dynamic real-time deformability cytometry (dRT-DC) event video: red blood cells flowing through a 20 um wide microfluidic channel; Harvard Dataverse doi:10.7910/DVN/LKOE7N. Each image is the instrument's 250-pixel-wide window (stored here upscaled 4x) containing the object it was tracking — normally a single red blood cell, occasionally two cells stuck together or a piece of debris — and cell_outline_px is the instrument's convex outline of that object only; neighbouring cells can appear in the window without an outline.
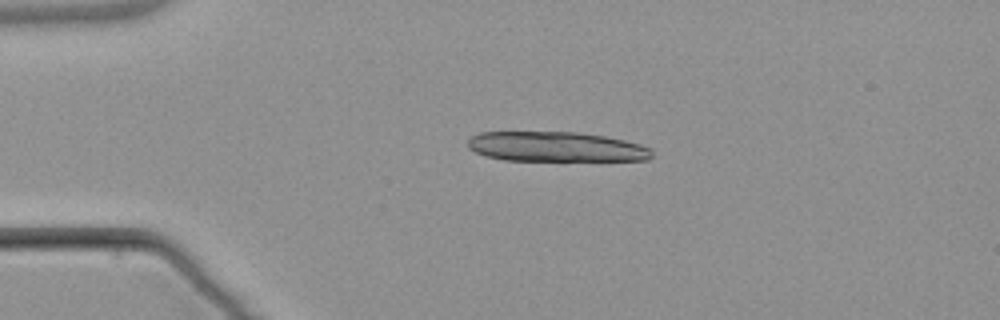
{"species": "common noctule bat (a hibernating species)", "species_latin": "Nyctalus noctula", "temperature_condition": "warm", "stored_images_in_passage": 5, "camera_frame_rate_fps": 3000, "um_per_image_px": 0.085, "animal": {"sex": "male", "body_mass_g": 21.5, "forearm_length_mm": 52.0}, "frame": {"image": 1, "passage_image": 3, "time_ms": 2.667, "image_size_px": [1000, 320], "cell_outline_px": [[652, 156], [648, 160], [504, 160], [484, 156], [468, 148], [468, 140], [472, 136], [480, 132], [576, 132], [604, 136], [624, 140], [640, 144], [652, 148]], "centroid_in_image_um": [47.25, 12.47], "position_along_channel_um": 37.7, "area_um2": 32.02}}
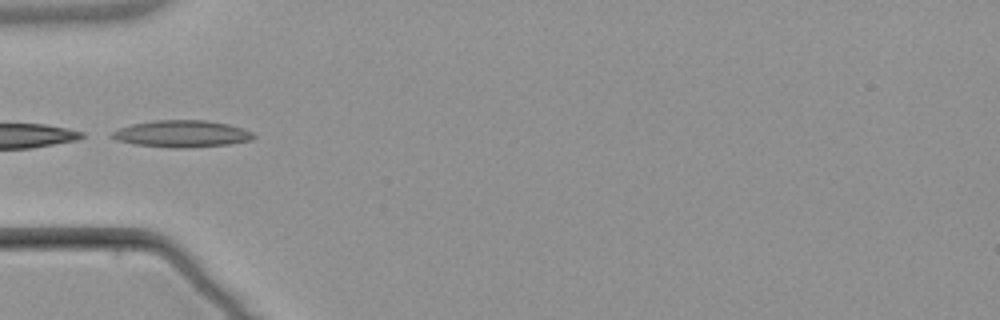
{"frame": {"image": 2, "passage_image": 5, "time_ms": 4.667, "image_size_px": [1000, 320], "cell_outline_px": [[256, 136], [252, 140], [228, 144], [180, 148], [172, 148], [132, 144], [116, 140], [108, 136], [112, 132], [120, 128], [132, 124], [156, 120], [204, 120], [228, 124], [252, 132]], "centroid_in_image_um": [15.41, 11.37], "position_along_channel_um": 69.6, "area_um2": 22.08}}